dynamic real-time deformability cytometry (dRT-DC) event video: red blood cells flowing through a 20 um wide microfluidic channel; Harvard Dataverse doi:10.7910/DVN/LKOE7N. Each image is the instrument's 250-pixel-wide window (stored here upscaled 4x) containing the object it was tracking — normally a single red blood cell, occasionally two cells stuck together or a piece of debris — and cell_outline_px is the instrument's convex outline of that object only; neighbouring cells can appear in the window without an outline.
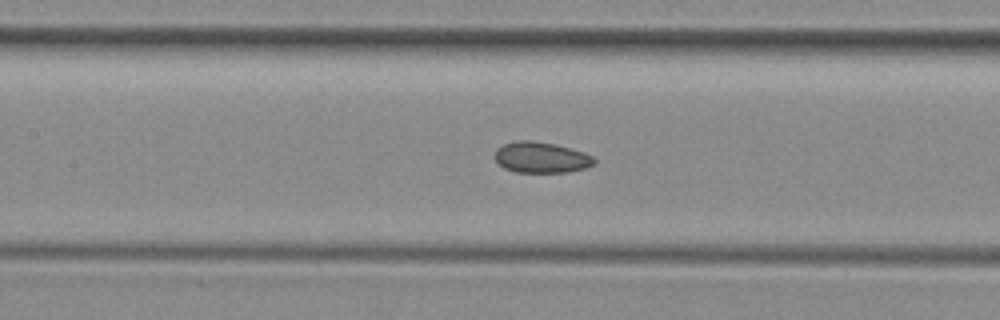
{"species": "common noctule bat (a hibernating species)", "species_latin": "Nyctalus noctula", "temperature_condition": "room temperature", "stored_images_in_passage": 6, "camera_frame_rate_fps": 3000, "um_per_image_px": 0.085, "animal": {"sex": "female", "body_mass_g": 29.2, "forearm_length_mm": 56.3}, "frame": {"image": 1, "passage_image": 6, "time_ms": 1.667, "image_size_px": [1000, 320], "cell_outline_px": [[596, 160], [592, 164], [584, 168], [568, 172], [516, 172], [504, 168], [496, 160], [496, 148], [504, 144], [516, 140], [532, 140], [556, 144], [584, 152], [592, 156]], "centroid_in_image_um": [45.99, 13.37], "position_along_channel_um": 161.4, "area_um2": 17.8}}